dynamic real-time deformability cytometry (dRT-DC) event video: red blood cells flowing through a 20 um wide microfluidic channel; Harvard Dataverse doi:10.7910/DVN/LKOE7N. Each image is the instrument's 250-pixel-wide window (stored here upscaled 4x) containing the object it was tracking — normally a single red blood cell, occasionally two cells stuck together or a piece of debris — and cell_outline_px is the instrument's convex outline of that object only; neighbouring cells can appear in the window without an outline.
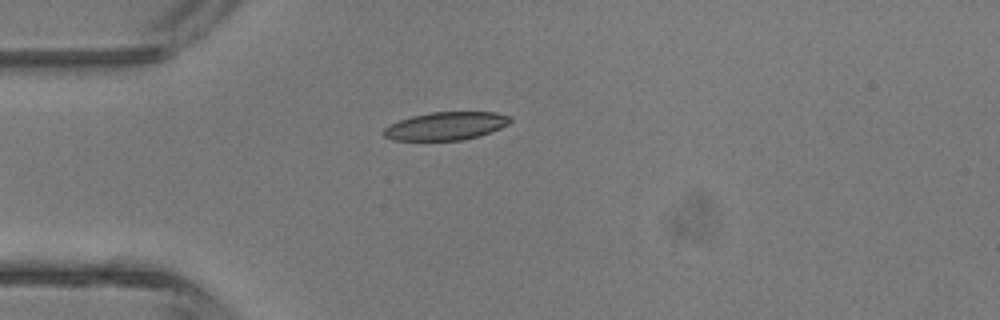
{"species": "common noctule bat (a hibernating species)", "species_latin": "Nyctalus noctula", "temperature_condition": "room temperature", "stored_images_in_passage": 2, "camera_frame_rate_fps": 3000, "um_per_image_px": 0.085, "animal": {"sex": "male", "body_mass_g": 13.3}, "frame": {"image": 1, "passage_image": 1, "time_ms": 0.0, "image_size_px": [1000, 320], "cell_outline_px": [[512, 120], [508, 124], [500, 128], [480, 136], [464, 140], [392, 140], [384, 136], [380, 132], [384, 128], [400, 120], [412, 116], [432, 112], [496, 112], [512, 116]], "centroid_in_image_um": [37.92, 10.71], "position_along_channel_um": 47.1, "area_um2": 20.75}}
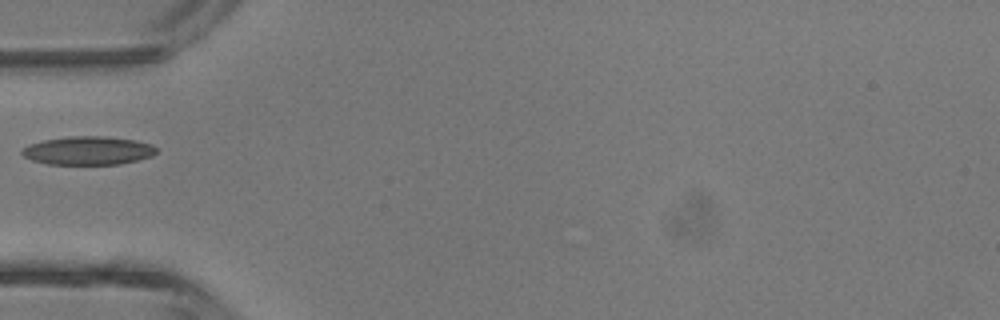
{"frame": {"image": 2, "passage_image": 2, "time_ms": 1.0, "image_size_px": [1000, 320], "cell_outline_px": [[156, 152], [152, 156], [120, 164], [48, 164], [32, 160], [24, 156], [20, 152], [28, 144], [44, 140], [68, 136], [104, 136], [136, 140], [152, 144], [156, 148]], "centroid_in_image_um": [7.49, 12.79], "position_along_channel_um": 77.5, "area_um2": 22.25}}